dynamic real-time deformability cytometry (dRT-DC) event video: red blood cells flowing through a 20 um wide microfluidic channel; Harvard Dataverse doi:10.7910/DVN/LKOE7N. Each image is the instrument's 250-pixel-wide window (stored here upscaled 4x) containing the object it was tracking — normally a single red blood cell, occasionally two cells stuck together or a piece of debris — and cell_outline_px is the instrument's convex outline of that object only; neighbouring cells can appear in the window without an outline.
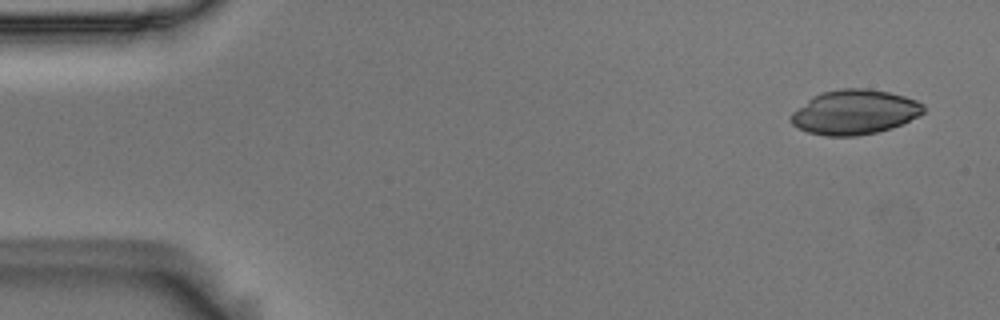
{"species": "Egyptian fruit bat (a non-hibernating species)", "species_latin": "Rousettus aegyptiacus", "temperature_condition": "room temperature", "stored_images_in_passage": 8, "camera_frame_rate_fps": 3000, "um_per_image_px": 0.085, "animal": {"sex": "male"}, "frame": {"image": 1, "passage_image": 1, "time_ms": 0.0, "image_size_px": [1000, 320], "cell_outline_px": [[924, 112], [920, 116], [892, 128], [876, 132], [856, 136], [824, 136], [808, 132], [796, 128], [788, 120], [788, 116], [792, 112], [812, 96], [820, 92], [840, 88], [868, 88], [888, 92], [904, 96], [916, 100], [924, 104]], "centroid_in_image_um": [72.6, 9.53], "position_along_channel_um": 12.4, "area_um2": 34.91}}